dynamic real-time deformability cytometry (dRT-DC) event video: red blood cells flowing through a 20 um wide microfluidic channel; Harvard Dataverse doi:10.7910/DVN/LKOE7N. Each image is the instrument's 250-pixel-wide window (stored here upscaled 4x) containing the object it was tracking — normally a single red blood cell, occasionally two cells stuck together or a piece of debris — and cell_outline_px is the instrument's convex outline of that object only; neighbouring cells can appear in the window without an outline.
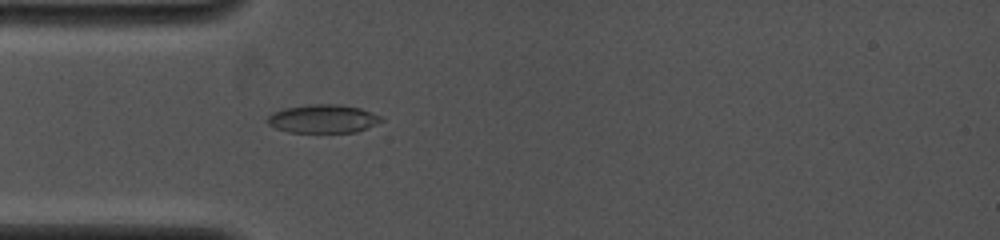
{"species": "common noctule bat (a hibernating species)", "species_latin": "Nyctalus noctula", "temperature_condition": "cold", "stored_images_in_passage": 10, "camera_frame_rate_fps": 4000, "um_per_image_px": 0.085, "animal": {"sex": "female", "body_mass_g": 19.0, "forearm_length_mm": 53.3}, "frame": {"image": 1, "passage_image": 4, "time_ms": 0.75, "image_size_px": [1000, 240], "cell_outline_px": [[384, 120], [376, 124], [356, 132], [288, 132], [276, 128], [268, 124], [268, 116], [272, 112], [284, 108], [312, 104], [336, 104], [360, 108], [384, 116]], "centroid_in_image_um": [27.48, 10.09], "position_along_channel_um": 57.5, "area_um2": 18.84}}
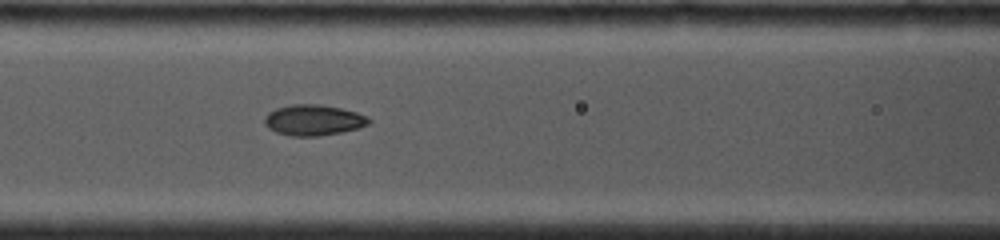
{"frame": {"image": 2, "passage_image": 7, "time_ms": 2.75, "image_size_px": [1000, 240], "cell_outline_px": [[372, 120], [368, 124], [356, 128], [340, 132], [320, 136], [292, 136], [276, 132], [268, 128], [264, 124], [264, 116], [268, 112], [276, 108], [292, 104], [320, 104], [340, 108], [356, 112]], "centroid_in_image_um": [26.59, 10.2], "position_along_channel_um": 140.0, "area_um2": 18.61}}
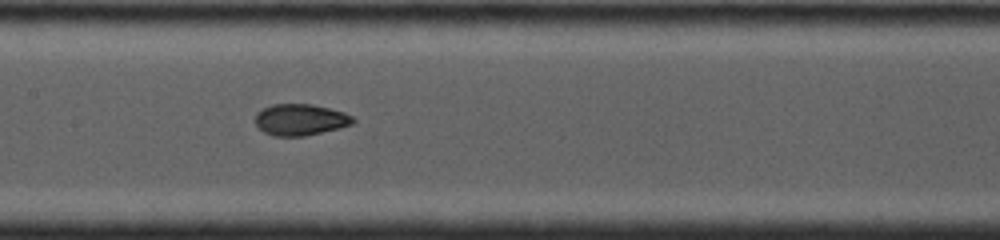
{"frame": {"image": 3, "passage_image": 10, "time_ms": 3.75, "image_size_px": [1000, 240], "cell_outline_px": [[356, 120], [352, 124], [340, 128], [304, 136], [272, 136], [264, 132], [256, 124], [256, 112], [272, 104], [312, 104], [344, 112], [352, 116]], "centroid_in_image_um": [25.54, 10.17], "position_along_channel_um": 181.9, "area_um2": 17.86}}